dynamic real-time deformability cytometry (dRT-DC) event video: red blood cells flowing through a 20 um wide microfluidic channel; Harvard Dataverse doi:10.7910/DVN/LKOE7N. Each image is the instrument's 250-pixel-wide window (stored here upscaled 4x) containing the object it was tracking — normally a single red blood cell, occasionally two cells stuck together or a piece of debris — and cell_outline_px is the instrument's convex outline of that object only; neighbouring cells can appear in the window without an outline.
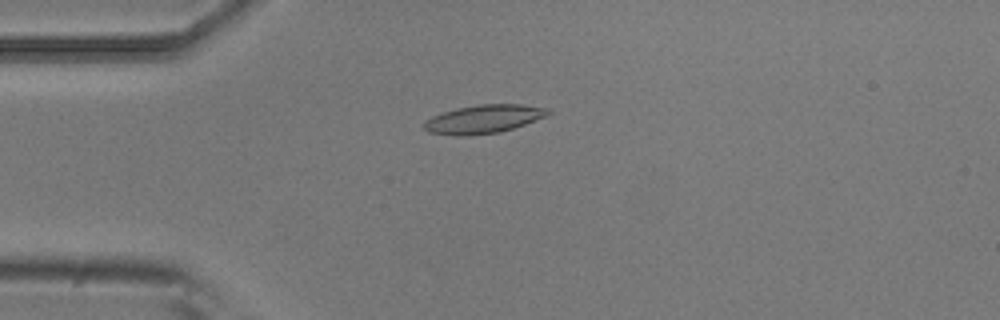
{"species": "common noctule bat (a hibernating species)", "species_latin": "Nyctalus noctula", "temperature_condition": "room temperature", "stored_images_in_passage": 2, "camera_frame_rate_fps": 3000, "um_per_image_px": 0.085, "animal": {"sex": "male", "body_mass_g": 20.5, "forearm_length_mm": 52.5}, "frame": {"image": 1, "passage_image": 2, "time_ms": 0.333, "image_size_px": [1000, 320], "cell_outline_px": [[552, 112], [548, 116], [500, 132], [464, 136], [456, 136], [428, 132], [424, 128], [424, 120], [432, 116], [456, 108], [480, 104], [520, 104], [548, 108]], "centroid_in_image_um": [41.11, 10.12], "position_along_channel_um": 43.9, "area_um2": 20.58}}